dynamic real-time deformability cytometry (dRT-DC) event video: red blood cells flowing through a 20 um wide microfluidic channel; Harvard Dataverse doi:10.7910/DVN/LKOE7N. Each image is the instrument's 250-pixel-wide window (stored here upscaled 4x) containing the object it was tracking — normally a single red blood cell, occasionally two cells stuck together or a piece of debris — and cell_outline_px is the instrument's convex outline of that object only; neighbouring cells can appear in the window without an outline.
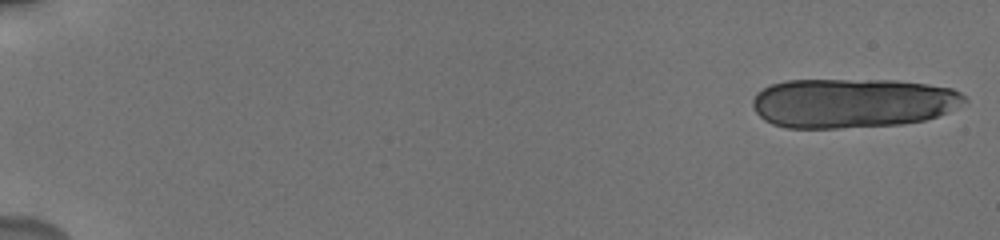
{"species": "human", "species_latin": "Homo sapiens", "temperature_condition": "cold", "stored_images_in_passage": 32, "camera_frame_rate_fps": 3000, "um_per_image_px": 0.085, "donor": {"sex": "male"}, "frame": {"image": 1, "passage_image": 1, "time_ms": 0.0, "image_size_px": [1000, 240], "cell_outline_px": [[968, 100], [948, 112], [924, 120], [904, 124], [840, 128], [788, 128], [772, 124], [764, 120], [756, 112], [752, 104], [752, 100], [756, 92], [772, 84], [788, 80], [896, 80], [928, 84], [952, 88], [960, 92]], "centroid_in_image_um": [72.45, 8.76], "position_along_channel_um": 12.5, "area_um2": 61.38}}
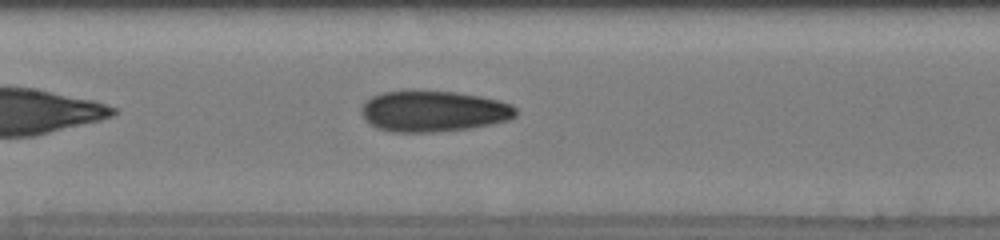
{"frame": {"image": 2, "passage_image": 18, "time_ms": 9.333, "image_size_px": [1000, 240], "cell_outline_px": [[516, 116], [508, 120], [492, 124], [468, 128], [432, 132], [392, 132], [376, 128], [364, 120], [360, 112], [360, 108], [364, 100], [372, 96], [384, 92], [412, 88], [456, 92], [480, 96], [500, 100], [512, 104], [516, 108]], "centroid_in_image_um": [36.78, 9.42], "position_along_channel_um": 170.6, "area_um2": 37.86}}
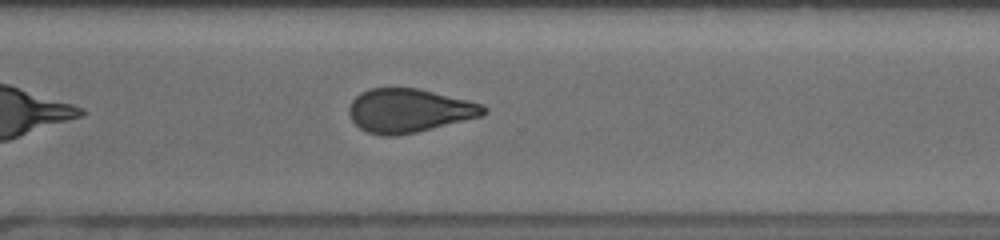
{"frame": {"image": 3, "passage_image": 28, "time_ms": 13.667, "image_size_px": [1000, 240], "cell_outline_px": [[488, 112], [484, 116], [416, 132], [396, 136], [384, 136], [368, 132], [360, 128], [352, 120], [348, 112], [348, 108], [352, 100], [360, 92], [368, 88], [416, 88], [468, 100], [484, 104], [488, 108]], "centroid_in_image_um": [34.79, 9.4], "position_along_channel_um": 335.8, "area_um2": 34.45}}